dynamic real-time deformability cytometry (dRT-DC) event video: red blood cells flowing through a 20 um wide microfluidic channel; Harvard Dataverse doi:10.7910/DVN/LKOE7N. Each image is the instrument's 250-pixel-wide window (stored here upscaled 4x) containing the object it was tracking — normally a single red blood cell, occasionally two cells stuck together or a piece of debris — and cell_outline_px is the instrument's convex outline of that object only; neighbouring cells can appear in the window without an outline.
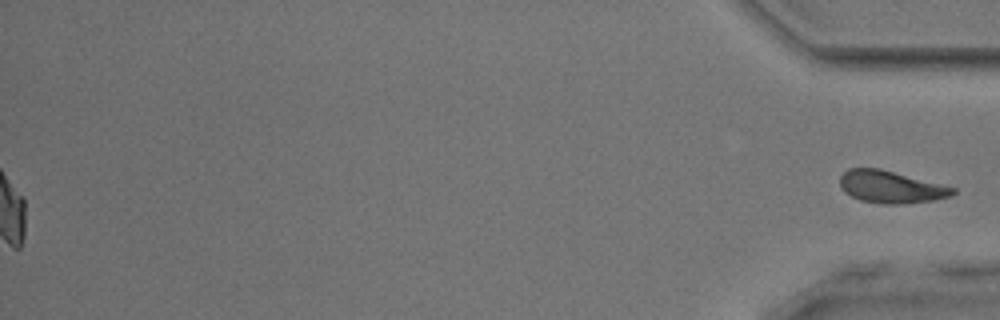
{"species": "common noctule bat (a hibernating species)", "species_latin": "Nyctalus noctula", "temperature_condition": "room temperature", "stored_images_in_passage": 53, "segment_of_instrument_passage": [2, 2], "camera_frame_rate_fps": 3000, "um_per_image_px": 0.085, "animal": {"sex": "male", "body_mass_g": 17.9, "forearm_length_mm": 54.2}, "frame": {"image": 1, "passage_image": 53, "time_ms": 17.333, "image_size_px": [1000, 320], "cell_outline_px": [[956, 192], [948, 196], [932, 200], [900, 204], [880, 204], [860, 200], [844, 192], [840, 184], [840, 176], [848, 168], [880, 168], [956, 188]], "centroid_in_image_um": [75.68, 15.88], "position_along_channel_um": 359.5, "area_um2": 21.04}}